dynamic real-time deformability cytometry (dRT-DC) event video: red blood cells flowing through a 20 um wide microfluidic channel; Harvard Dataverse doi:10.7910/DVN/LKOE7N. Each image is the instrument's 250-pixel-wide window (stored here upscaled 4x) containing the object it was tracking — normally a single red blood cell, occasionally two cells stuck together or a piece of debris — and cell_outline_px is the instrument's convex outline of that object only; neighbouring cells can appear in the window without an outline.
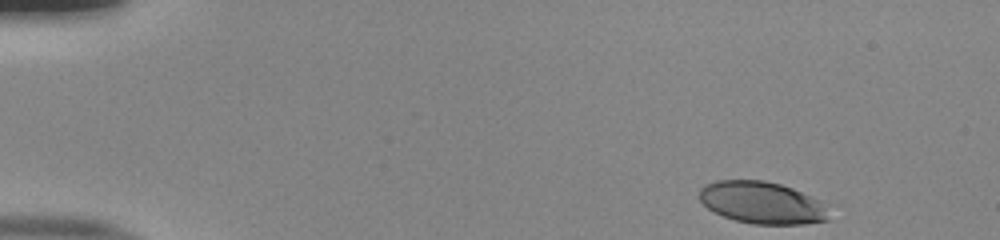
{"species": "human", "species_latin": "Homo sapiens", "temperature_condition": "room temperature", "stored_images_in_passage": 47, "camera_frame_rate_fps": 3000, "um_per_image_px": 0.085, "donor": {"sex": "male"}, "frame": {"image": 1, "passage_image": 1, "time_ms": 0.0, "image_size_px": [1000, 240], "cell_outline_px": [[828, 220], [804, 224], [752, 224], [736, 220], [724, 216], [708, 208], [700, 200], [700, 188], [716, 180], [764, 180], [780, 184], [792, 188], [824, 204], [828, 208]], "centroid_in_image_um": [64.76, 17.23], "position_along_channel_um": 20.2, "area_um2": 31.39}}
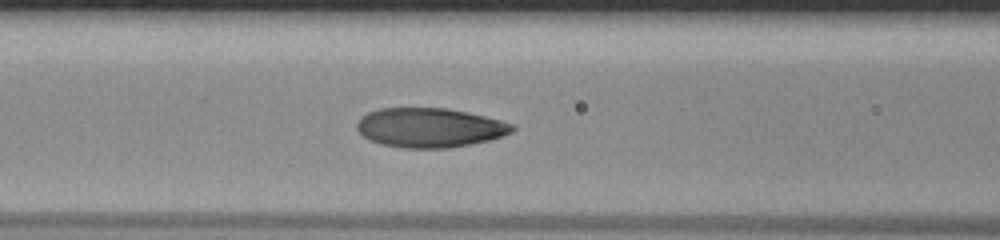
{"frame": {"image": 2, "passage_image": 18, "time_ms": 5.667, "image_size_px": [1000, 240], "cell_outline_px": [[516, 128], [512, 132], [488, 140], [472, 144], [448, 148], [404, 148], [380, 144], [368, 140], [356, 128], [356, 124], [360, 116], [368, 112], [380, 108], [448, 108], [468, 112], [516, 124]], "centroid_in_image_um": [36.51, 10.85], "position_along_channel_um": 130.1, "area_um2": 35.89}}
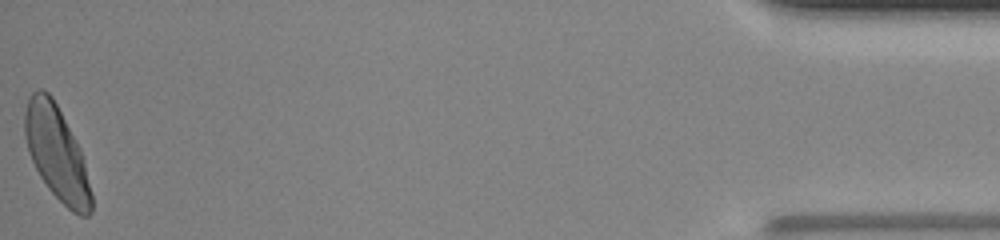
{"frame": {"image": 3, "passage_image": 47, "time_ms": 15.333, "image_size_px": [1000, 240], "cell_outline_px": [[92, 212], [88, 216], [80, 216], [72, 212], [48, 188], [40, 176], [28, 152], [24, 136], [24, 112], [28, 96], [36, 88], [40, 88], [48, 92], [52, 96], [76, 140], [80, 148], [84, 160], [92, 196]], "centroid_in_image_um": [4.8, 12.99], "position_along_channel_um": 430.4, "area_um2": 36.47}, "authors_computed_cell_mechanics": {"area_um2": 34.8534, "velocity_mm_per_s": 4.0013, "shape_relaxation_time_tau1_ms": 2.2913, "shape_relaxation_time_tau2_ms": null, "deformation_change_tau1": 0.1486, "deformation_change_tau2": null}}